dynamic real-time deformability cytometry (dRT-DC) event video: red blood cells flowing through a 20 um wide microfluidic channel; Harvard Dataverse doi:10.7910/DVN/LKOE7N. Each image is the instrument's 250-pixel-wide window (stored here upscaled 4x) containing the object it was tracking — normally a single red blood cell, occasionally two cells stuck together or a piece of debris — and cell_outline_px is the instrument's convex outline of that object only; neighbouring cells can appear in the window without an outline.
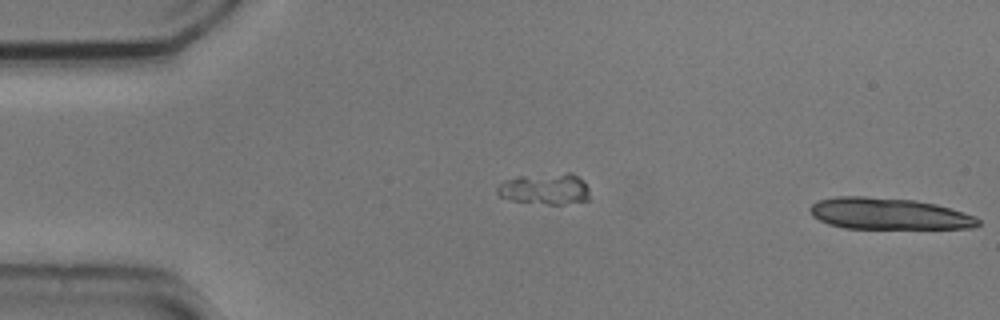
{"species": "common noctule bat (a hibernating species)", "species_latin": "Nyctalus noctula", "temperature_condition": "cold", "stored_images_in_passage": 3, "segment_of_instrument_passage": [2, 2], "camera_frame_rate_fps": 3000, "um_per_image_px": 0.085, "animal": {"sex": "male", "body_mass_g": 20.5, "forearm_length_mm": 52.5}, "frame": {"image": 1, "passage_image": 3, "time_ms": 0.667, "image_size_px": [1000, 320], "cell_outline_px": [[980, 224], [972, 228], [844, 228], [828, 224], [812, 216], [808, 208], [812, 204], [820, 200], [836, 196], [864, 196], [916, 200], [936, 204], [976, 216], [980, 220]], "centroid_in_image_um": [75.53, 18.16], "position_along_channel_um": 9.5, "area_um2": 30.87}}